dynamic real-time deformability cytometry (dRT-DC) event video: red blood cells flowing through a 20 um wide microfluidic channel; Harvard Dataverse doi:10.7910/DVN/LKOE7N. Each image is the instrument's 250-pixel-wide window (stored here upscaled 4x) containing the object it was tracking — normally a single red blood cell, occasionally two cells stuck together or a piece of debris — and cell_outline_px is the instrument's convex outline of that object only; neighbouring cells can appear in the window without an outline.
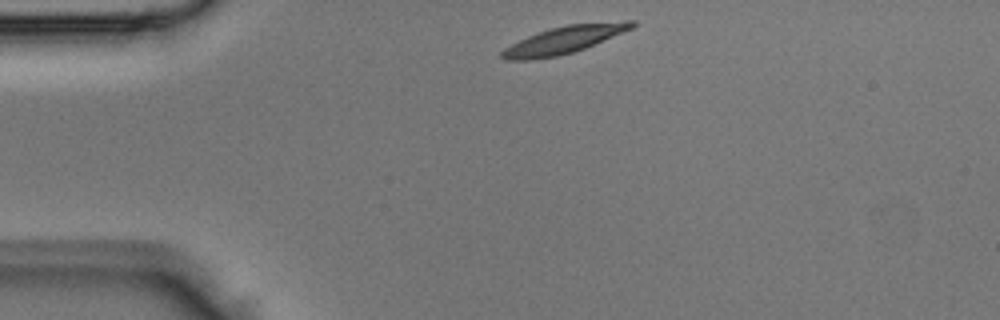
{"species": "Egyptian fruit bat (a non-hibernating species)", "species_latin": "Rousettus aegyptiacus", "temperature_condition": "room temperature", "stored_images_in_passage": 2, "camera_frame_rate_fps": 3000, "um_per_image_px": 0.085, "animal": {"sex": "male"}, "frame": {"image": 1, "passage_image": 1, "time_ms": 0.0, "image_size_px": [1000, 320], "cell_outline_px": [[636, 24], [632, 28], [624, 32], [584, 48], [560, 56], [528, 60], [504, 60], [500, 56], [500, 52], [504, 48], [528, 36], [552, 28], [568, 24], [624, 20], [636, 20]], "centroid_in_image_um": [47.96, 3.38], "position_along_channel_um": 37.0, "area_um2": 20.63}}